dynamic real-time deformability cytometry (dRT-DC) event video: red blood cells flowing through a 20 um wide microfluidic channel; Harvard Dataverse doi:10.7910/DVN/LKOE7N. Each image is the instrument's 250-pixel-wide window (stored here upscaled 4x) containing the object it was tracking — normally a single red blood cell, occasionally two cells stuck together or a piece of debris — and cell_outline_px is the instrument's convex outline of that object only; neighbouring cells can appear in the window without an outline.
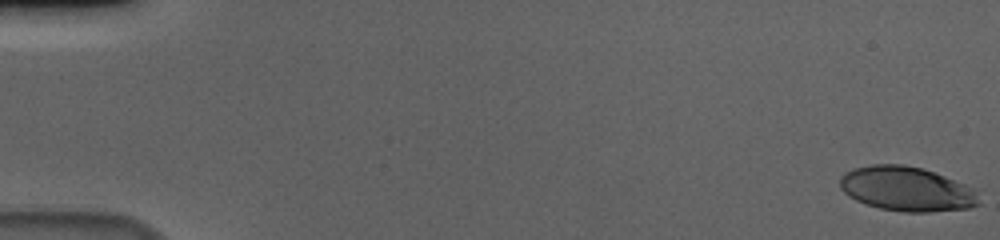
{"species": "human", "species_latin": "Homo sapiens", "temperature_condition": "cold", "stored_images_in_passage": 58, "camera_frame_rate_fps": 3000, "um_per_image_px": 0.085, "donor": {"sex": "male"}, "frame": {"image": 1, "passage_image": 1, "time_ms": 0.0, "image_size_px": [1000, 240], "cell_outline_px": [[980, 204], [968, 208], [928, 212], [904, 212], [880, 208], [856, 200], [848, 196], [840, 188], [840, 176], [844, 172], [852, 168], [872, 164], [904, 164], [920, 168], [944, 176], [964, 184], [972, 188]], "centroid_in_image_um": [77.0, 16.05], "position_along_channel_um": 8.0, "area_um2": 35.78}}
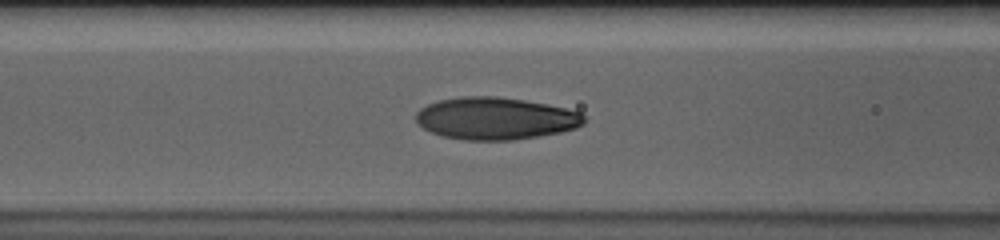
{"frame": {"image": 2, "passage_image": 25, "time_ms": 8.0, "image_size_px": [1000, 240], "cell_outline_px": [[584, 124], [576, 128], [560, 132], [540, 136], [512, 140], [464, 140], [444, 136], [432, 132], [416, 124], [416, 112], [420, 108], [428, 104], [440, 100], [464, 96], [496, 96], [524, 100], [548, 104], [580, 112], [584, 116]], "centroid_in_image_um": [42.12, 10.07], "position_along_channel_um": 124.5, "area_um2": 41.38}}
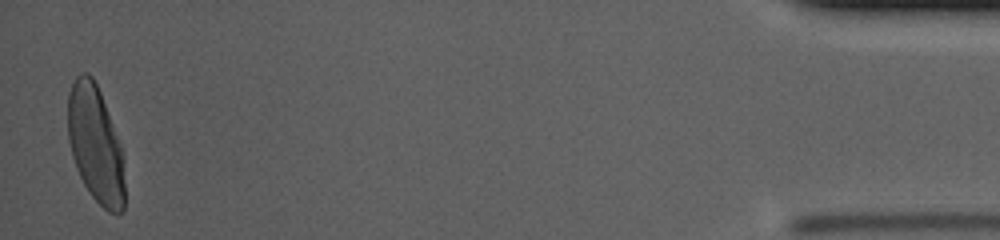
{"frame": {"image": 3, "passage_image": 57, "time_ms": 18.667, "image_size_px": [1000, 240], "cell_outline_px": [[124, 212], [108, 212], [92, 196], [84, 184], [76, 168], [72, 156], [68, 140], [68, 92], [76, 76], [80, 72], [88, 72], [92, 76], [100, 92], [120, 144], [124, 156]], "centroid_in_image_um": [8.11, 12.26], "position_along_channel_um": 427.1, "area_um2": 38.67}, "authors_computed_cell_mechanics": {"area_um2": 38.8705, "velocity_mm_per_s": 3.631, "shape_relaxation_time_tau1_ms": 5.5572, "shape_relaxation_time_tau2_ms": null, "deformation_change_tau1": 0.2311, "deformation_change_tau2": null}}